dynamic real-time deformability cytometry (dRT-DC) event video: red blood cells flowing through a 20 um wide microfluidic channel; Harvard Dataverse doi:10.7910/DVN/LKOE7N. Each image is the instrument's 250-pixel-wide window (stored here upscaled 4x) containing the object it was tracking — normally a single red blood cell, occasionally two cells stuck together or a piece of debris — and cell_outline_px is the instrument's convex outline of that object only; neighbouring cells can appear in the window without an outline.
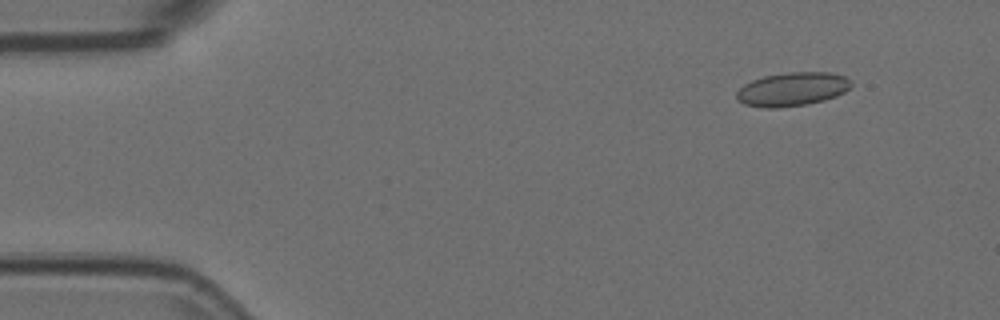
{"species": "Egyptian fruit bat (a non-hibernating species)", "species_latin": "Rousettus aegyptiacus", "temperature_condition": "room temperature", "stored_images_in_passage": 13, "camera_frame_rate_fps": 3000, "um_per_image_px": 0.085, "animal": {"sex": "female"}, "frame": {"image": 1, "passage_image": 6, "time_ms": 1.667, "image_size_px": [1000, 320], "cell_outline_px": [[852, 84], [844, 92], [836, 96], [824, 100], [804, 104], [776, 108], [764, 108], [744, 104], [736, 100], [736, 92], [744, 84], [752, 80], [764, 76], [788, 72], [832, 72], [844, 76], [852, 80]], "centroid_in_image_um": [67.33, 7.57], "position_along_channel_um": 17.7, "area_um2": 22.54}}